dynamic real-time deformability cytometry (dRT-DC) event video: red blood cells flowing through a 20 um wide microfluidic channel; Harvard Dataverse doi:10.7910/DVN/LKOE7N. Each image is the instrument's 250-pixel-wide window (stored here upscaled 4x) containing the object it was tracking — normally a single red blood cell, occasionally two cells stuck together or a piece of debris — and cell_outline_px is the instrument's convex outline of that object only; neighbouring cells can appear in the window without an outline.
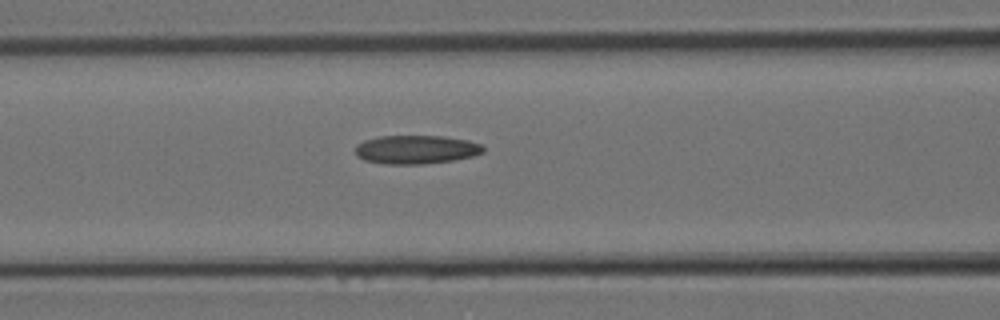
{"species": "Egyptian fruit bat (a non-hibernating species)", "species_latin": "Rousettus aegyptiacus", "temperature_condition": "room temperature", "stored_images_in_passage": 15, "segment_of_instrument_passage": [1, 2], "camera_frame_rate_fps": 3000, "um_per_image_px": 0.085, "animal": {"sex": "female"}, "frame": {"image": 1, "passage_image": 6, "time_ms": 1.667, "image_size_px": [1000, 320], "cell_outline_px": [[484, 152], [472, 156], [452, 160], [424, 164], [384, 164], [364, 160], [356, 156], [356, 144], [364, 140], [380, 136], [444, 136], [468, 140], [480, 144], [484, 148]], "centroid_in_image_um": [35.34, 12.71], "position_along_channel_um": 131.3, "area_um2": 21.39}}
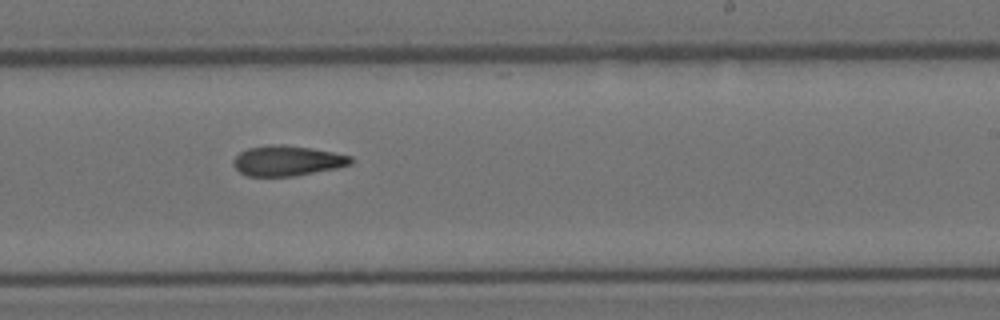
{"frame": {"image": 2, "passage_image": 11, "time_ms": 3.333, "image_size_px": [1000, 320], "cell_outline_px": [[352, 164], [336, 168], [292, 176], [248, 176], [240, 172], [232, 164], [232, 160], [240, 152], [248, 148], [272, 144], [284, 144], [312, 148], [352, 156]], "centroid_in_image_um": [24.4, 13.65], "position_along_channel_um": 264.6, "area_um2": 20.63}}
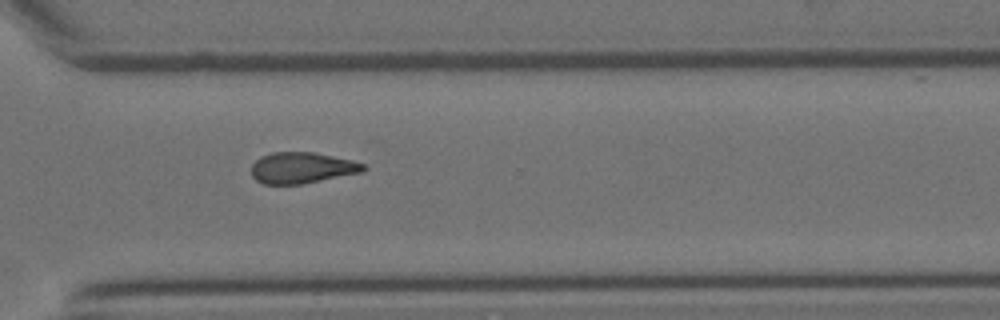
{"frame": {"image": 3, "passage_image": 14, "time_ms": 4.333, "image_size_px": [1000, 320], "cell_outline_px": [[368, 168], [360, 172], [304, 184], [264, 184], [256, 180], [252, 176], [252, 164], [260, 156], [272, 152], [316, 152], [352, 160], [364, 164]], "centroid_in_image_um": [25.65, 14.26], "position_along_channel_um": 344.9, "area_um2": 20.35}}